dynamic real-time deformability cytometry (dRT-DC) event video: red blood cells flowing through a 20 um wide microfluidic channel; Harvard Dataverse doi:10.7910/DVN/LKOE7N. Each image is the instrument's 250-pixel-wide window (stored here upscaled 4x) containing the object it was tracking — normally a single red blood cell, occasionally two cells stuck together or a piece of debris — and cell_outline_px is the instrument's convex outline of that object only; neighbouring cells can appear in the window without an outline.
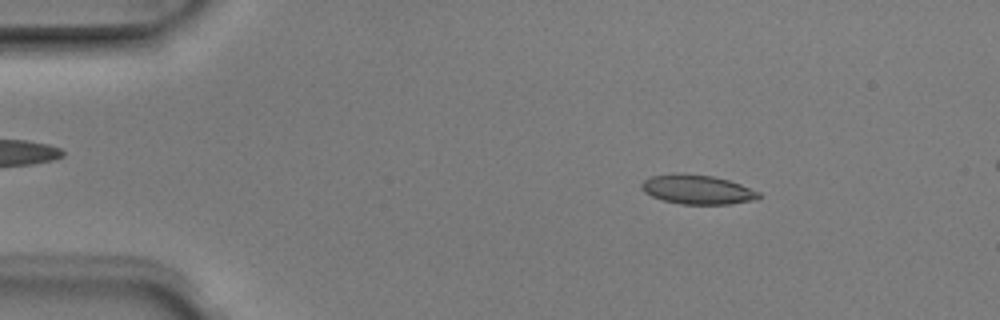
{"species": "Egyptian fruit bat (a non-hibernating species)", "species_latin": "Rousettus aegyptiacus", "temperature_condition": "room temperature", "stored_images_in_passage": 6, "segment_of_instrument_passage": [1, 2], "camera_frame_rate_fps": 3000, "um_per_image_px": 0.085, "animal": {"sex": "male"}, "frame": {"image": 1, "passage_image": 3, "time_ms": 0.667, "image_size_px": [1000, 320], "cell_outline_px": [[760, 196], [756, 200], [728, 204], [680, 204], [664, 200], [652, 196], [644, 192], [640, 188], [640, 184], [644, 180], [652, 176], [672, 172], [684, 172], [712, 176], [728, 180], [740, 184], [760, 192]], "centroid_in_image_um": [59.24, 16.09], "position_along_channel_um": 25.8, "area_um2": 20.23}}